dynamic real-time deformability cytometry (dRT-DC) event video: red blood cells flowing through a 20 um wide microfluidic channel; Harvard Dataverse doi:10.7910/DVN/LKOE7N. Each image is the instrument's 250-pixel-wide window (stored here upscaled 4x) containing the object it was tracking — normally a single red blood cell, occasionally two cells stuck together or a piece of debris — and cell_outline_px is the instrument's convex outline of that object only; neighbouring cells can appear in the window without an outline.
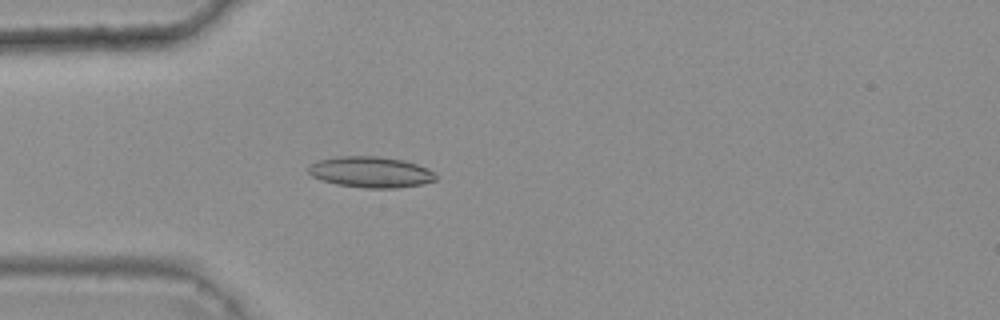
{"species": "common noctule bat (a hibernating species)", "species_latin": "Nyctalus noctula", "temperature_condition": "warm", "stored_images_in_passage": 40, "camera_frame_rate_fps": 3000, "um_per_image_px": 0.085, "animal": {"sex": "female", "body_mass_g": 25.1}, "frame": {"image": 1, "passage_image": 9, "time_ms": 2.667, "image_size_px": [1000, 320], "cell_outline_px": [[436, 180], [424, 184], [396, 188], [364, 188], [336, 184], [312, 176], [308, 172], [308, 164], [316, 160], [340, 156], [380, 156], [404, 160], [428, 168], [436, 176]], "centroid_in_image_um": [31.5, 14.62], "position_along_channel_um": 53.5, "area_um2": 23.12}}
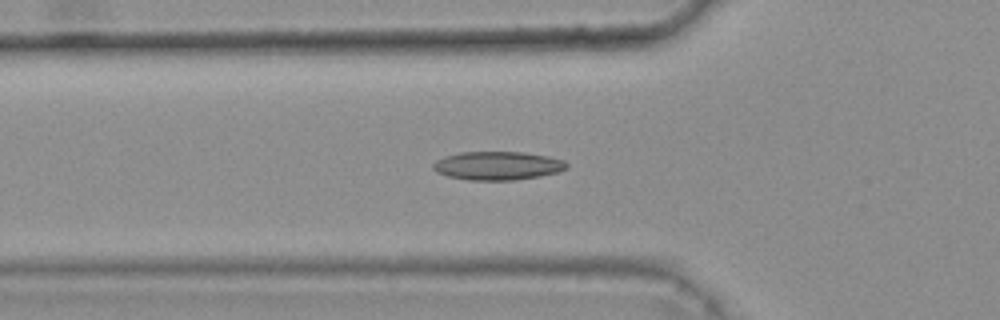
{"frame": {"image": 2, "passage_image": 12, "time_ms": 3.667, "image_size_px": [1000, 320], "cell_outline_px": [[568, 168], [556, 172], [540, 176], [516, 180], [468, 180], [448, 176], [436, 172], [432, 168], [432, 164], [436, 160], [444, 156], [460, 152], [524, 152], [548, 156], [564, 160], [568, 164]], "centroid_in_image_um": [42.28, 14.08], "position_along_channel_um": 83.5, "area_um2": 22.31}}
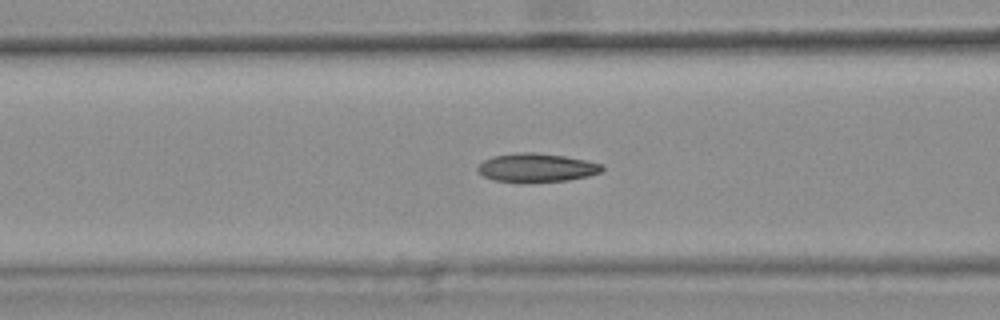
{"frame": {"image": 3, "passage_image": 15, "time_ms": 4.667, "image_size_px": [1000, 320], "cell_outline_px": [[604, 168], [600, 172], [588, 176], [568, 180], [492, 180], [484, 176], [476, 168], [484, 160], [492, 156], [520, 152], [532, 152], [564, 156], [588, 160], [604, 164]], "centroid_in_image_um": [45.65, 14.21], "position_along_channel_um": 120.9, "area_um2": 20.11}, "authors_computed_cell_mechanics": {"area_um2": 20.5768, "velocity_mm_per_s": 3.698, "shape_relaxation_time_tau1_ms": null, "shape_relaxation_time_tau2_ms": 2.5022, "deformation_change_tau1": null, "deformation_change_tau2": 0.0927}}